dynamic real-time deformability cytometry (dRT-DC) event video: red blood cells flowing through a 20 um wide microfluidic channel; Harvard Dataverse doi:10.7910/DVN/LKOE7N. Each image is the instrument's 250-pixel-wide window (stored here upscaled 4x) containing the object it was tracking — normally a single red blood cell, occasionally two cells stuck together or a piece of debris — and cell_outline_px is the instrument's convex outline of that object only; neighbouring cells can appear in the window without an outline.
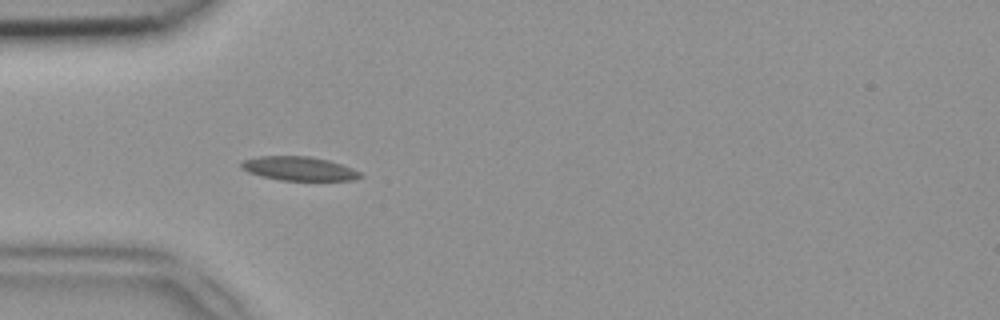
{"species": "common noctule bat (a hibernating species)", "species_latin": "Nyctalus noctula", "temperature_condition": "room temperature", "stored_images_in_passage": 48, "camera_frame_rate_fps": 3000, "um_per_image_px": 0.085, "animal": {"sex": "female", "body_mass_g": 18.4}, "frame": {"image": 1, "passage_image": 14, "time_ms": 4.333, "image_size_px": [1000, 320], "cell_outline_px": [[364, 176], [352, 180], [280, 180], [260, 176], [248, 172], [240, 168], [240, 164], [244, 160], [260, 156], [308, 156], [328, 160], [352, 168], [360, 172]], "centroid_in_image_um": [25.39, 14.33], "position_along_channel_um": 59.6, "area_um2": 16.53}}
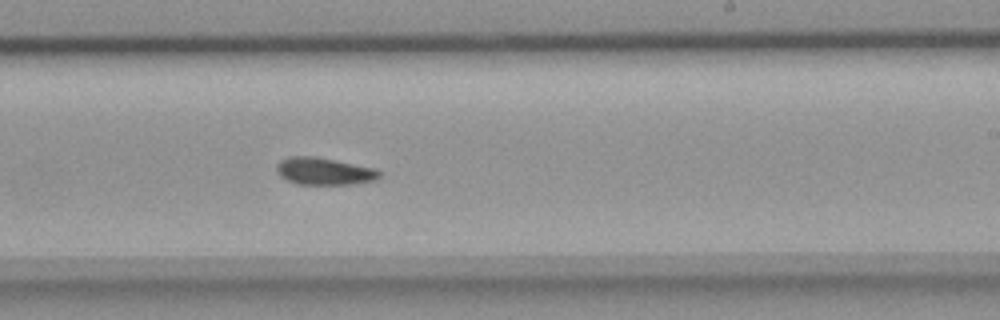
{"frame": {"image": 2, "passage_image": 29, "time_ms": 9.333, "image_size_px": [1000, 320], "cell_outline_px": [[380, 176], [376, 180], [352, 184], [296, 184], [280, 176], [276, 172], [276, 164], [280, 160], [288, 156], [316, 156], [376, 168], [380, 172]], "centroid_in_image_um": [27.53, 14.54], "position_along_channel_um": 261.5, "area_um2": 16.47}}
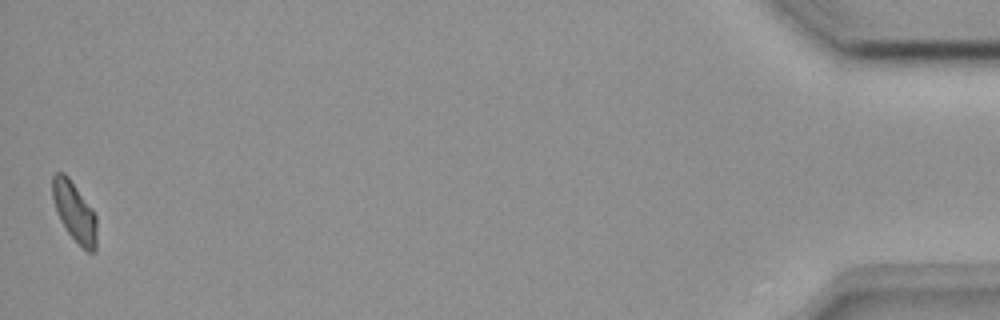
{"frame": {"image": 3, "passage_image": 48, "time_ms": 15.667, "image_size_px": [1000, 320], "cell_outline_px": [[96, 252], [88, 252], [68, 232], [60, 220], [52, 196], [52, 176], [56, 172], [64, 172], [68, 176], [92, 208], [96, 216]], "centroid_in_image_um": [6.33, 17.97], "position_along_channel_um": 428.9, "area_um2": 15.2}}